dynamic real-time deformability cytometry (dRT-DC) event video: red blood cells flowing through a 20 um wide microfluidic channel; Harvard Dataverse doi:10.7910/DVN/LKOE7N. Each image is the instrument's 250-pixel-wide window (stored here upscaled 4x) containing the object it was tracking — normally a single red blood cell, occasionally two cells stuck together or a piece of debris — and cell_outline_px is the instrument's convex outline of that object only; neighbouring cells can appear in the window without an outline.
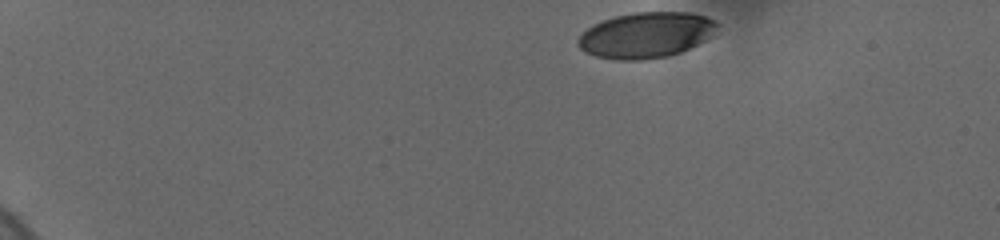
{"species": "human", "species_latin": "Homo sapiens", "temperature_condition": "cold", "stored_images_in_passage": 17, "camera_frame_rate_fps": 3000, "um_per_image_px": 0.085, "donor": {"sex": "female"}, "frame": {"image": 1, "passage_image": 1, "time_ms": 0.0, "image_size_px": [1000, 240], "cell_outline_px": [[720, 24], [704, 40], [680, 52], [668, 56], [644, 60], [616, 60], [596, 56], [584, 52], [576, 44], [576, 40], [588, 28], [604, 20], [616, 16], [632, 12], [692, 12], [716, 20]], "centroid_in_image_um": [54.89, 2.98], "position_along_channel_um": 30.1, "area_um2": 36.88}}
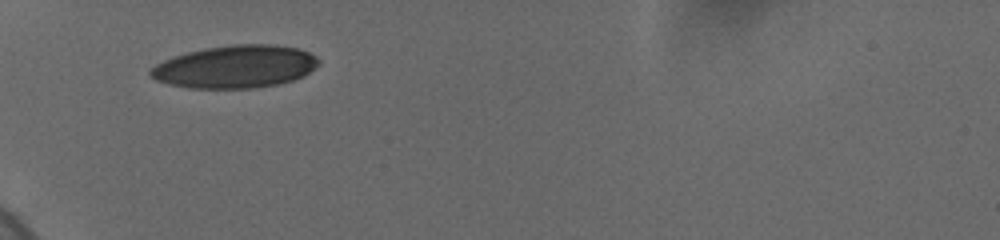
{"frame": {"image": 2, "passage_image": 13, "time_ms": 3.667, "image_size_px": [1000, 240], "cell_outline_px": [[320, 64], [316, 68], [304, 76], [292, 80], [276, 84], [252, 88], [188, 88], [168, 84], [156, 80], [148, 72], [156, 64], [164, 60], [188, 52], [204, 48], [232, 44], [276, 44], [300, 48], [316, 56], [320, 60]], "centroid_in_image_um": [20.04, 5.66], "position_along_channel_um": 65.0, "area_um2": 41.96}}
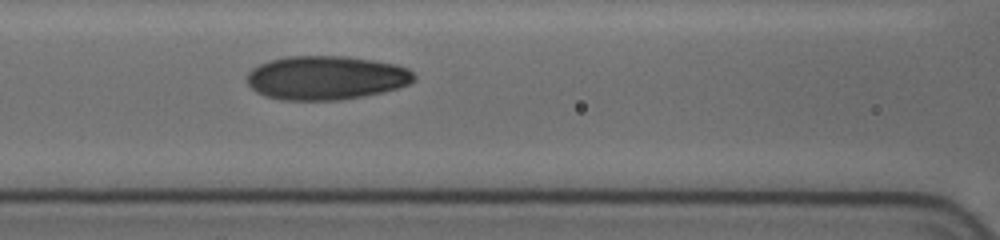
{"frame": {"image": 3, "passage_image": 17, "time_ms": 6.0, "image_size_px": [1000, 240], "cell_outline_px": [[416, 80], [408, 84], [396, 88], [364, 96], [340, 100], [280, 100], [264, 96], [256, 92], [244, 80], [244, 76], [252, 68], [268, 60], [288, 56], [344, 56], [372, 60], [396, 64], [408, 68], [416, 76]], "centroid_in_image_um": [27.67, 6.61], "position_along_channel_um": 138.9, "area_um2": 43.06}}